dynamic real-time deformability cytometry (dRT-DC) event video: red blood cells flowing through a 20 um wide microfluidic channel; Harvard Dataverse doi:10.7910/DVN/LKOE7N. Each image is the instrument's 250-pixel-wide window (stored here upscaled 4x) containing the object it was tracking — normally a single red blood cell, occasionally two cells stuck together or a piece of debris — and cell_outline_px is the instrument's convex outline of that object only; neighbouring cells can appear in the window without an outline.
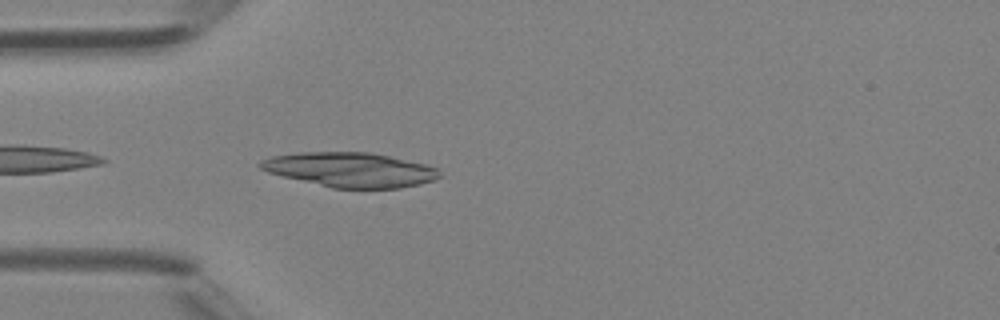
{"species": "Egyptian fruit bat (a non-hibernating species)", "species_latin": "Rousettus aegyptiacus", "temperature_condition": "room temperature", "stored_images_in_passage": 34, "camera_frame_rate_fps": 3000, "um_per_image_px": 0.085, "animal": {"sex": "female"}, "frame": {"image": 1, "passage_image": 2, "time_ms": 0.333, "image_size_px": [1000, 320], "cell_outline_px": [[440, 176], [432, 180], [420, 184], [400, 188], [332, 188], [268, 172], [260, 168], [256, 164], [260, 160], [272, 156], [296, 152], [372, 152], [424, 164], [436, 168], [440, 172]], "centroid_in_image_um": [29.73, 14.42], "position_along_channel_um": 55.3, "area_um2": 35.95}}
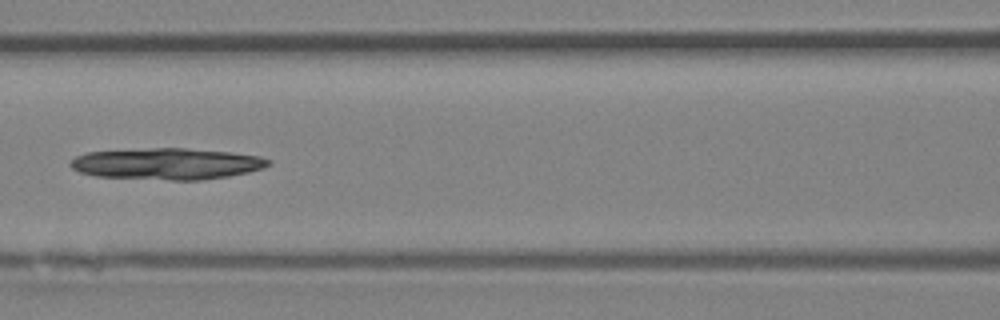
{"frame": {"image": 2, "passage_image": 9, "time_ms": 2.667, "image_size_px": [1000, 320], "cell_outline_px": [[272, 164], [264, 168], [248, 172], [228, 176], [200, 180], [168, 180], [96, 176], [80, 172], [72, 168], [68, 164], [76, 156], [88, 152], [152, 148], [188, 148], [228, 152], [260, 156], [272, 160]], "centroid_in_image_um": [14.22, 13.92], "position_along_channel_um": 152.4, "area_um2": 36.24}}
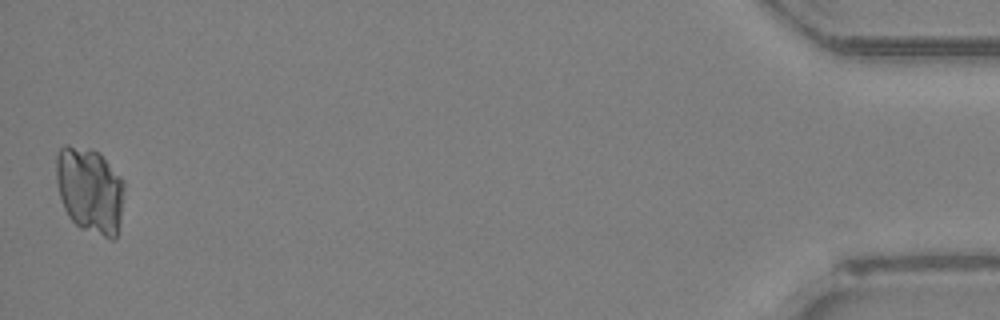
{"frame": {"image": 3, "passage_image": 34, "time_ms": 11.0, "image_size_px": [1000, 320], "cell_outline_px": [[124, 188], [120, 220], [116, 240], [112, 240], [80, 228], [68, 216], [64, 208], [60, 196], [56, 180], [56, 152], [64, 144], [68, 144], [88, 148], [100, 152], [124, 180]], "centroid_in_image_um": [7.64, 16.14], "position_along_channel_um": 427.6, "area_um2": 34.62}}